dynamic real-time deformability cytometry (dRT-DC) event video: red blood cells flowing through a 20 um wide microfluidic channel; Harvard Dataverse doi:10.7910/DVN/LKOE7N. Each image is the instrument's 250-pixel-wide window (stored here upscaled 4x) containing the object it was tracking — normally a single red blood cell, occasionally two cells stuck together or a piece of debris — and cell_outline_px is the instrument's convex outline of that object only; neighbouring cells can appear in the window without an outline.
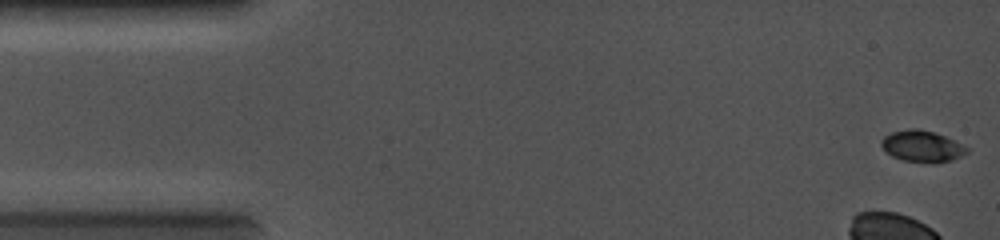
{"species": "common noctule bat (a hibernating species)", "species_latin": "Nyctalus noctula", "temperature_condition": "cold", "stored_images_in_passage": 12, "camera_frame_rate_fps": 5000, "um_per_image_px": 0.085, "animal": {"sex": "female", "body_mass_g": 19.0, "forearm_length_mm": 56.7}, "frame": {"image": 1, "passage_image": 1, "time_ms": 0.0, "image_size_px": [1000, 240], "cell_outline_px": [[968, 152], [952, 160], [932, 164], [904, 160], [892, 156], [880, 144], [880, 140], [884, 136], [892, 132], [908, 128], [916, 128], [932, 132], [944, 136], [968, 148]], "centroid_in_image_um": [78.35, 12.44], "position_along_channel_um": 6.6, "area_um2": 15.49}}